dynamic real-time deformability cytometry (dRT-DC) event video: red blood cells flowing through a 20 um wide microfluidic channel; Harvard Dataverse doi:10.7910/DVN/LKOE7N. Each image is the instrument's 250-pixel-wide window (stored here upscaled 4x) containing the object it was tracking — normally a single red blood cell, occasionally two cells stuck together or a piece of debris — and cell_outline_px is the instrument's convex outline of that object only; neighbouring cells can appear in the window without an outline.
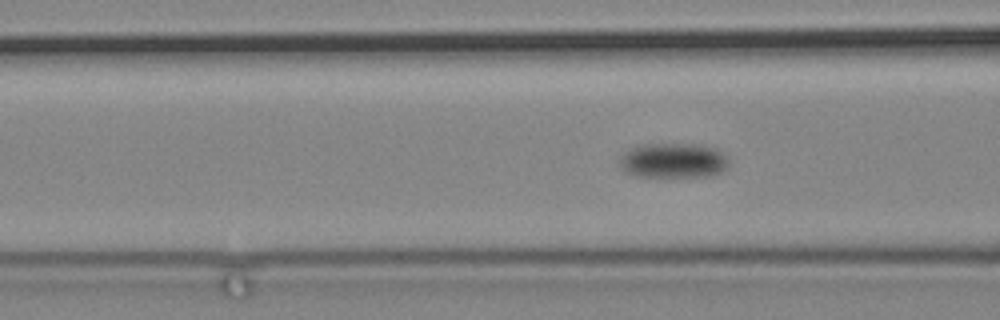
{"species": "common noctule bat (a hibernating species)", "species_latin": "Nyctalus noctula", "temperature_condition": "cold", "stored_images_in_passage": 89, "camera_frame_rate_fps": 3000, "um_per_image_px": 0.085, "animal": {"sex": "male", "body_mass_g": 19.2, "forearm_length_mm": 51.8}, "frame": {"image": 1, "passage_image": 39, "time_ms": 12.667, "image_size_px": [1000, 320], "cell_outline_px": [[728, 168], [720, 172], [704, 176], [640, 176], [624, 172], [620, 164], [620, 156], [624, 152], [640, 144], [704, 144], [716, 148], [728, 156]], "centroid_in_image_um": [57.25, 13.62], "position_along_channel_um": 109.3, "area_um2": 22.31}}
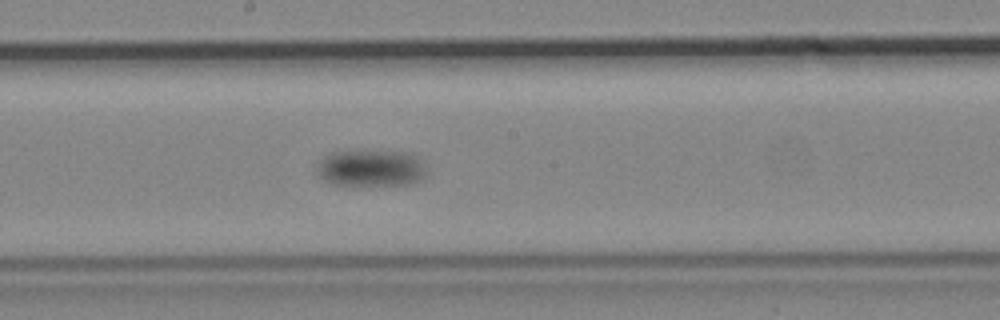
{"frame": {"image": 2, "passage_image": 52, "time_ms": 17.0, "image_size_px": [1000, 320], "cell_outline_px": [[428, 168], [424, 180], [408, 184], [332, 184], [324, 180], [316, 172], [320, 160], [324, 156], [332, 152], [360, 148], [412, 152], [424, 160]], "centroid_in_image_um": [31.62, 14.22], "position_along_channel_um": 216.6, "area_um2": 24.57}}
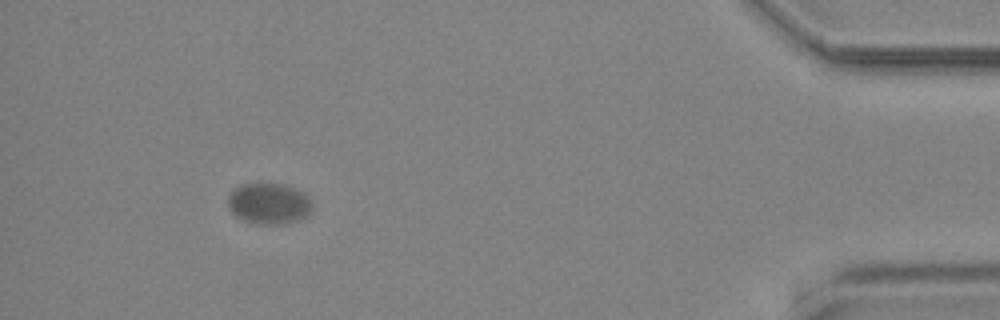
{"frame": {"image": 3, "passage_image": 83, "time_ms": 27.333, "image_size_px": [1000, 320], "cell_outline_px": [[312, 208], [300, 220], [280, 224], [256, 224], [244, 220], [236, 216], [228, 208], [228, 196], [240, 184], [284, 184], [296, 188], [304, 192], [312, 200]], "centroid_in_image_um": [22.87, 17.3], "position_along_channel_um": 412.3, "area_um2": 20.17}}